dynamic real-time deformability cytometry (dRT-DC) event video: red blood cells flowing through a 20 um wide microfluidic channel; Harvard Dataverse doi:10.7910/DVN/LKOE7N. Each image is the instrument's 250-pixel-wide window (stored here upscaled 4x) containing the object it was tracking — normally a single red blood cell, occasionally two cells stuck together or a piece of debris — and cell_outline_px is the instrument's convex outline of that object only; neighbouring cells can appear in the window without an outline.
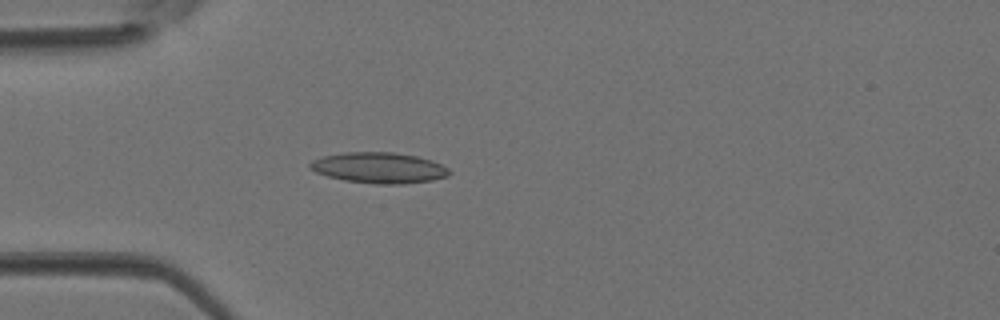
{"species": "Egyptian fruit bat (a non-hibernating species)", "species_latin": "Rousettus aegyptiacus", "temperature_condition": "room temperature", "stored_images_in_passage": 30, "camera_frame_rate_fps": 3000, "um_per_image_px": 0.085, "animal": {"sex": "female"}, "frame": {"image": 1, "passage_image": 2, "time_ms": 0.333, "image_size_px": [1000, 320], "cell_outline_px": [[452, 172], [448, 176], [432, 180], [404, 184], [376, 184], [344, 180], [328, 176], [316, 172], [308, 168], [308, 164], [312, 160], [324, 156], [344, 152], [392, 152], [416, 156], [432, 160], [448, 168]], "centroid_in_image_um": [32.21, 14.26], "position_along_channel_um": 52.8, "area_um2": 25.03}}
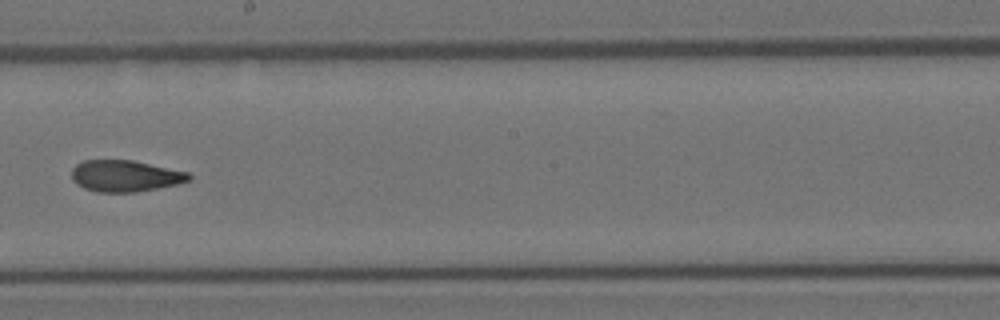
{"frame": {"image": 2, "passage_image": 14, "time_ms": 4.333, "image_size_px": [1000, 320], "cell_outline_px": [[192, 176], [188, 180], [176, 184], [136, 192], [96, 192], [84, 188], [76, 184], [72, 180], [72, 168], [76, 164], [84, 160], [132, 160], [188, 172]], "centroid_in_image_um": [10.59, 14.95], "position_along_channel_um": 237.6, "area_um2": 21.39}}
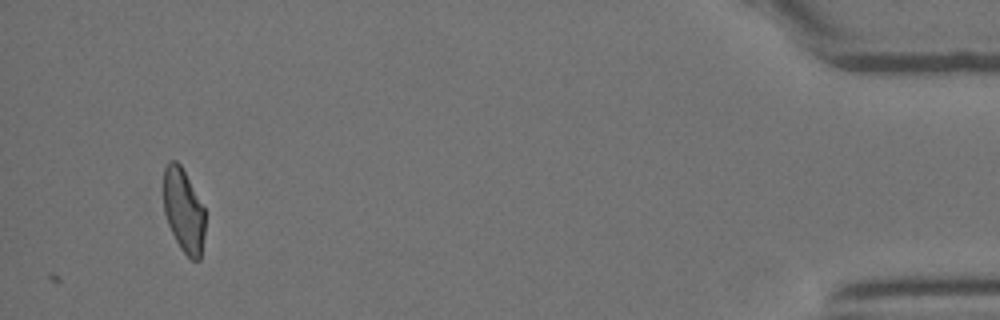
{"frame": {"image": 3, "passage_image": 30, "time_ms": 9.667, "image_size_px": [1000, 320], "cell_outline_px": [[204, 236], [200, 260], [192, 260], [180, 248], [168, 224], [164, 212], [164, 168], [168, 160], [176, 160], [180, 164], [204, 208]], "centroid_in_image_um": [15.6, 17.89], "position_along_channel_um": 419.6, "area_um2": 20.06}}